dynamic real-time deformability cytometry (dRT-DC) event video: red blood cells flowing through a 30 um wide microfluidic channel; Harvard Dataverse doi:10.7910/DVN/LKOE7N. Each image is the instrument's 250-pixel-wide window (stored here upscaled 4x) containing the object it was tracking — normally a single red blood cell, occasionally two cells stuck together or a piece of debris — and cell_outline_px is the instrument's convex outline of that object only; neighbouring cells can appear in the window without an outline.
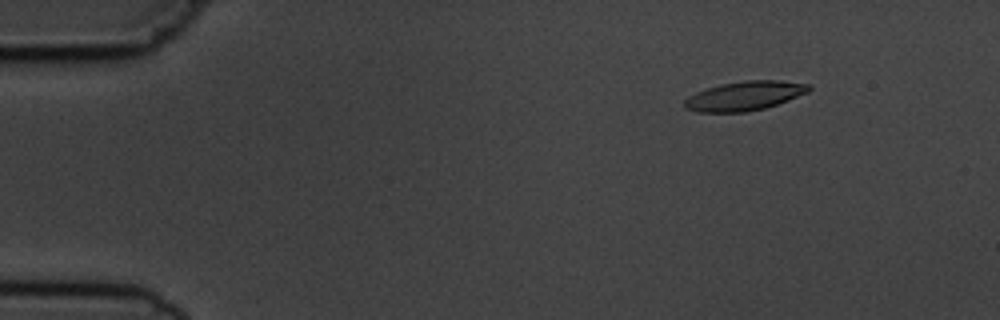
{"species": "common noctule bat (a hibernating species)", "species_latin": "Nyctalus noctula", "temperature_condition": "cold", "stored_images_in_passage": 6, "camera_frame_rate_fps": 3000, "um_per_image_px": 0.085, "animal": {"sex": "male", "body_mass_g": 19.5, "forearm_length_mm": 54.6}, "frame": {"image": 1, "passage_image": 2, "time_ms": 1.333, "image_size_px": [1000, 320], "cell_outline_px": [[812, 88], [808, 92], [788, 100], [764, 108], [748, 112], [696, 112], [684, 108], [684, 100], [688, 96], [696, 92], [720, 84], [744, 80], [776, 80], [812, 84]], "centroid_in_image_um": [63.28, 8.15], "position_along_channel_um": 21.7, "area_um2": 21.27}}
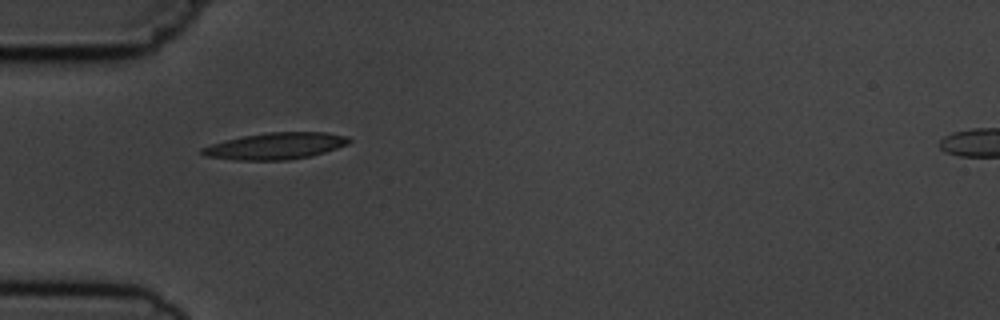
{"frame": {"image": 2, "passage_image": 5, "time_ms": 4.667, "image_size_px": [1000, 320], "cell_outline_px": [[352, 140], [348, 144], [312, 156], [288, 160], [236, 160], [204, 156], [200, 152], [200, 148], [212, 144], [244, 136], [268, 132], [324, 132], [348, 136]], "centroid_in_image_um": [23.44, 12.41], "position_along_channel_um": 61.6, "area_um2": 22.72}}
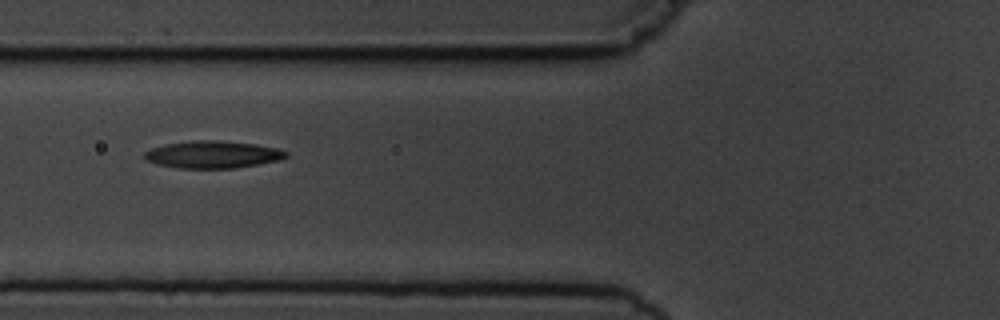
{"frame": {"image": 3, "passage_image": 6, "time_ms": 6.0, "image_size_px": [1000, 320], "cell_outline_px": [[288, 156], [280, 160], [232, 168], [180, 168], [156, 164], [144, 160], [144, 152], [152, 148], [164, 144], [192, 140], [216, 140], [252, 144], [276, 148], [288, 152]], "centroid_in_image_um": [18.03, 13.13], "position_along_channel_um": 107.8, "area_um2": 22.37}}